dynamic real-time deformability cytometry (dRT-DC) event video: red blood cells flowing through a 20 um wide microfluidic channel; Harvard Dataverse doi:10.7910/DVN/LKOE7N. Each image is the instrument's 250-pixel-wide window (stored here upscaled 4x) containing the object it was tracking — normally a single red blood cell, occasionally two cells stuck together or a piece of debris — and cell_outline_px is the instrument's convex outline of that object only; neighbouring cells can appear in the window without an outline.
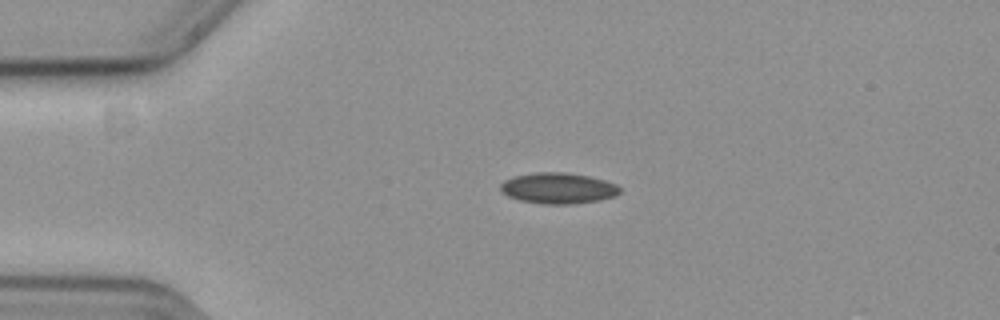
{"species": "common noctule bat (a hibernating species)", "species_latin": "Nyctalus noctula", "temperature_condition": "cold", "stored_images_in_passage": 41, "camera_frame_rate_fps": 3000, "um_per_image_px": 0.085, "animal": {"sex": "female", "body_mass_g": 19.3, "forearm_length_mm": 54.1}, "frame": {"image": 1, "passage_image": 8, "time_ms": 2.333, "image_size_px": [1000, 320], "cell_outline_px": [[620, 192], [612, 196], [600, 200], [572, 204], [544, 204], [520, 200], [508, 196], [500, 188], [500, 184], [504, 180], [516, 176], [536, 172], [564, 172], [588, 176], [604, 180], [616, 184], [620, 188]], "centroid_in_image_um": [47.44, 15.99], "position_along_channel_um": 37.6, "area_um2": 21.27}}
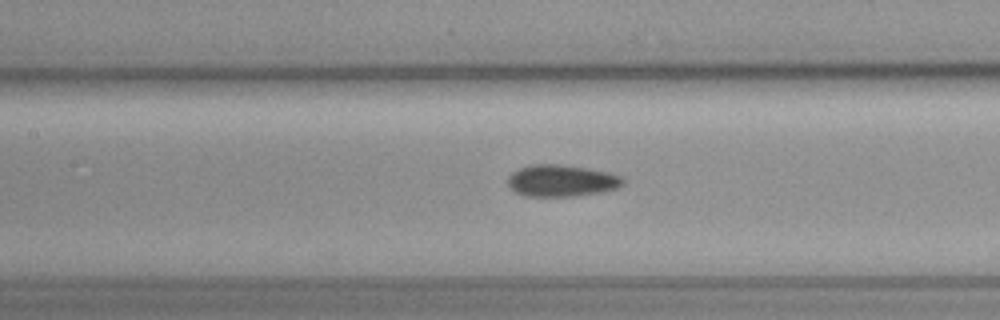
{"frame": {"image": 2, "passage_image": 21, "time_ms": 6.667, "image_size_px": [1000, 320], "cell_outline_px": [[624, 184], [616, 188], [600, 192], [572, 196], [524, 196], [516, 192], [508, 184], [508, 176], [512, 172], [520, 168], [532, 164], [560, 164], [588, 168], [608, 172], [620, 176], [624, 180]], "centroid_in_image_um": [47.72, 15.35], "position_along_channel_um": 159.7, "area_um2": 21.21}}
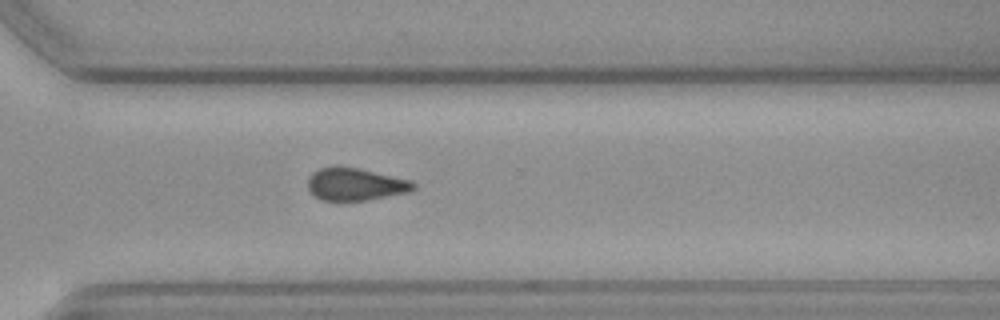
{"frame": {"image": 3, "passage_image": 36, "time_ms": 11.667, "image_size_px": [1000, 320], "cell_outline_px": [[416, 188], [412, 192], [368, 200], [320, 200], [308, 188], [308, 176], [312, 172], [320, 168], [336, 164], [340, 164], [412, 180], [416, 184]], "centroid_in_image_um": [30.23, 15.63], "position_along_channel_um": 340.4, "area_um2": 20.46}}